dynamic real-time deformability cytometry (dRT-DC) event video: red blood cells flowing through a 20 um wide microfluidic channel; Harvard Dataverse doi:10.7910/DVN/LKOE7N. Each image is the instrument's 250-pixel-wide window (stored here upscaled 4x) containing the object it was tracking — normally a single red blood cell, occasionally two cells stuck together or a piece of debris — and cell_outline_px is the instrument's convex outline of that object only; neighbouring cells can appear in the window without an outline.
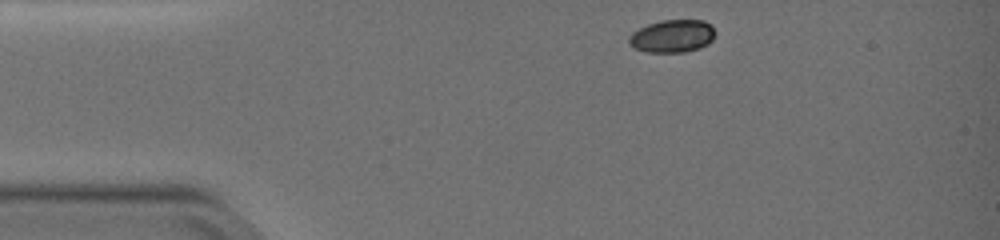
{"species": "common noctule bat (a hibernating species)", "species_latin": "Nyctalus noctula", "temperature_condition": "warm", "stored_images_in_passage": 38, "camera_frame_rate_fps": 3000, "um_per_image_px": 0.085, "animal": {"sex": "female", "body_mass_g": 19.0, "forearm_length_mm": 51.5}, "frame": {"image": 1, "passage_image": 1, "time_ms": 0.0, "image_size_px": [1000, 240], "cell_outline_px": [[716, 32], [712, 40], [708, 44], [700, 48], [684, 52], [648, 52], [636, 48], [628, 44], [628, 36], [632, 32], [648, 24], [660, 20], [704, 20], [712, 24]], "centroid_in_image_um": [57.17, 3.06], "position_along_channel_um": 27.8, "area_um2": 16.65}}
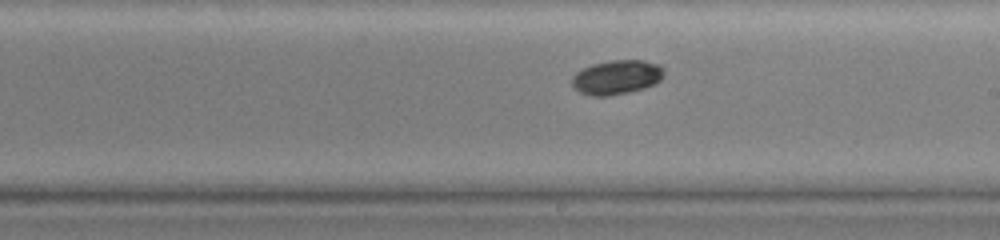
{"frame": {"image": 2, "passage_image": 22, "time_ms": 7.0, "image_size_px": [1000, 240], "cell_outline_px": [[664, 76], [656, 84], [644, 88], [628, 92], [608, 96], [592, 96], [580, 92], [572, 88], [572, 76], [576, 72], [592, 64], [612, 60], [644, 60], [660, 64], [664, 68]], "centroid_in_image_um": [52.44, 6.56], "position_along_channel_um": 236.6, "area_um2": 18.61}}
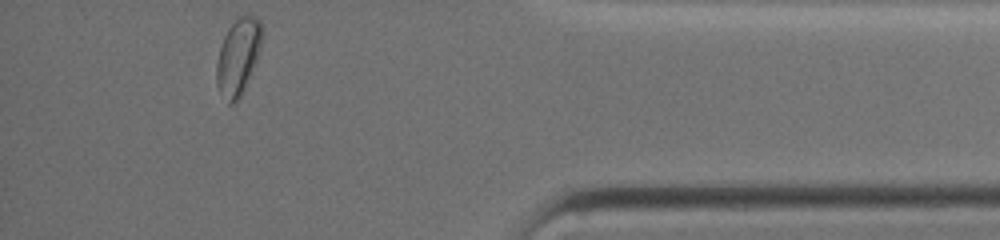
{"frame": {"image": 3, "passage_image": 38, "time_ms": 12.333, "image_size_px": [1000, 240], "cell_outline_px": [[264, 32], [260, 48], [252, 72], [244, 92], [232, 104], [228, 104], [216, 84], [216, 64], [220, 48], [224, 36], [228, 28], [236, 16], [252, 16], [260, 20]], "centroid_in_image_um": [20.25, 4.79], "position_along_channel_um": 414.9, "area_um2": 20.35}, "authors_computed_cell_mechanics": {"area_um2": 18.207, "velocity_mm_per_s": 3.8076, "shape_relaxation_time_tau1_ms": 4.3943, "shape_relaxation_time_tau2_ms": null, "deformation_change_tau1": 0.1624, "deformation_change_tau2": null}}